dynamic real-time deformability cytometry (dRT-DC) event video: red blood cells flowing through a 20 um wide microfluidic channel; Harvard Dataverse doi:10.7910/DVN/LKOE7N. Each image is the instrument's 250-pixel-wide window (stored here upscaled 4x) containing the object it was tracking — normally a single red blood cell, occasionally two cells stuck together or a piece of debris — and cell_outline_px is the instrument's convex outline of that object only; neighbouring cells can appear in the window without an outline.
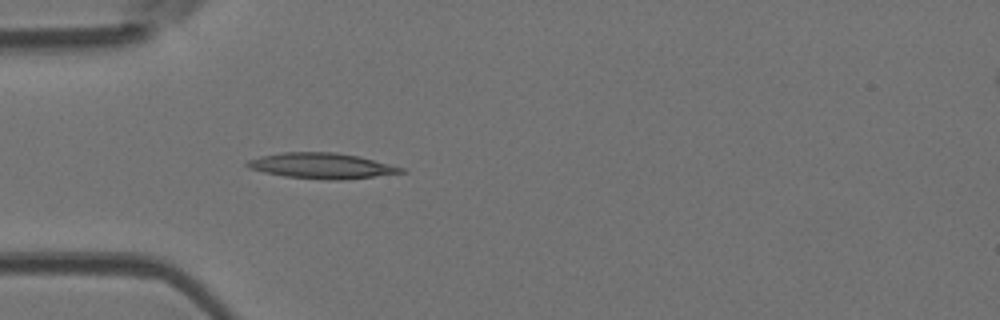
{"species": "Egyptian fruit bat (a non-hibernating species)", "species_latin": "Rousettus aegyptiacus", "temperature_condition": "room temperature", "stored_images_in_passage": 3, "camera_frame_rate_fps": 3000, "um_per_image_px": 0.085, "animal": {"sex": "female"}, "frame": {"image": 1, "passage_image": 3, "time_ms": 0.667, "image_size_px": [1000, 320], "cell_outline_px": [[408, 172], [340, 180], [328, 180], [284, 176], [264, 172], [248, 168], [244, 164], [248, 160], [260, 156], [280, 152], [336, 152], [360, 156], [404, 168]], "centroid_in_image_um": [27.33, 14.08], "position_along_channel_um": 57.7, "area_um2": 23.0}}